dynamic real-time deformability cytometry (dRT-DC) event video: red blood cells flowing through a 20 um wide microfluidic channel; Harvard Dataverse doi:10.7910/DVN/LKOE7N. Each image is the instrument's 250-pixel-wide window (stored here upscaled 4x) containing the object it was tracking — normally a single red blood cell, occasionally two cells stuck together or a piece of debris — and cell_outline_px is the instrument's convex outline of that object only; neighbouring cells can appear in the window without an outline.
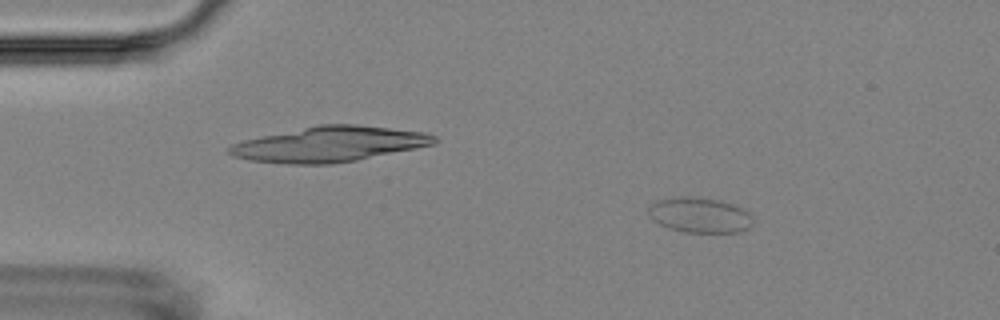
{"species": "Egyptian fruit bat (a non-hibernating species)", "species_latin": "Rousettus aegyptiacus", "temperature_condition": "room temperature", "stored_images_in_passage": 5, "camera_frame_rate_fps": 3000, "um_per_image_px": 0.085, "animal": {"sex": "female"}, "frame": {"image": 1, "passage_image": 2, "time_ms": 1.0, "image_size_px": [1000, 320], "cell_outline_px": [[752, 224], [748, 228], [740, 232], [684, 232], [668, 228], [652, 220], [648, 216], [648, 208], [656, 200], [680, 196], [696, 196], [720, 200], [736, 204], [744, 208], [752, 216]], "centroid_in_image_um": [59.47, 18.27], "position_along_channel_um": 25.5, "area_um2": 21.85}}
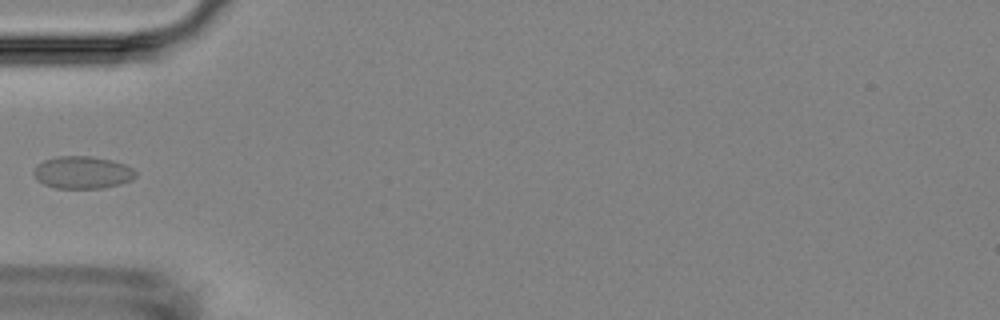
{"frame": {"image": 2, "passage_image": 5, "time_ms": 4.333, "image_size_px": [1000, 320], "cell_outline_px": [[136, 176], [132, 180], [120, 184], [100, 188], [56, 188], [44, 184], [36, 180], [32, 172], [36, 164], [44, 160], [60, 156], [92, 156], [112, 160], [124, 164], [132, 168], [136, 172]], "centroid_in_image_um": [6.99, 14.65], "position_along_channel_um": 78.0, "area_um2": 19.36}}